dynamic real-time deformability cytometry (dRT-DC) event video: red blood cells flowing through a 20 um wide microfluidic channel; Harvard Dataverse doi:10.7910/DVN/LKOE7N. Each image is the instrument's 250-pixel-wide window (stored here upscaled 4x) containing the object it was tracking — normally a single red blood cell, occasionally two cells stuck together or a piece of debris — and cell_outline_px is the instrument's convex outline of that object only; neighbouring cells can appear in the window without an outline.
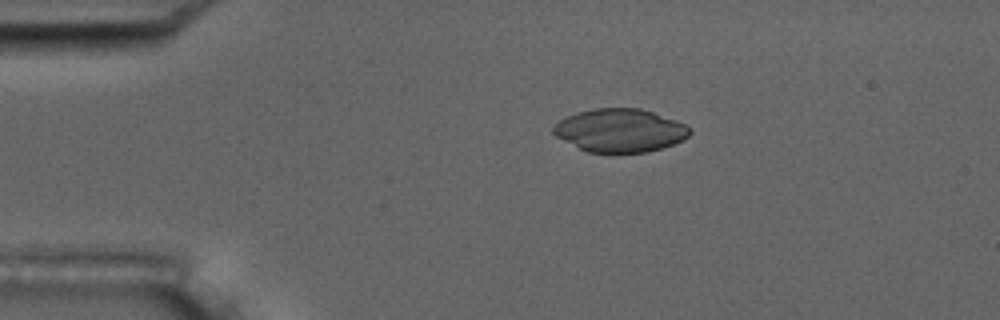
{"species": "common noctule bat (a hibernating species)", "species_latin": "Nyctalus noctula", "temperature_condition": "room temperature", "stored_images_in_passage": 50, "camera_frame_rate_fps": 3000, "um_per_image_px": 0.085, "animal": {"sex": "male", "body_mass_g": 17.5, "forearm_length_mm": 52.3}, "frame": {"image": 1, "passage_image": 7, "time_ms": 2.0, "image_size_px": [1000, 320], "cell_outline_px": [[692, 132], [684, 140], [648, 152], [588, 152], [556, 136], [552, 132], [552, 128], [560, 120], [576, 112], [596, 108], [640, 108], [676, 120], [692, 128]], "centroid_in_image_um": [52.72, 11.08], "position_along_channel_um": 32.3, "area_um2": 34.1}}